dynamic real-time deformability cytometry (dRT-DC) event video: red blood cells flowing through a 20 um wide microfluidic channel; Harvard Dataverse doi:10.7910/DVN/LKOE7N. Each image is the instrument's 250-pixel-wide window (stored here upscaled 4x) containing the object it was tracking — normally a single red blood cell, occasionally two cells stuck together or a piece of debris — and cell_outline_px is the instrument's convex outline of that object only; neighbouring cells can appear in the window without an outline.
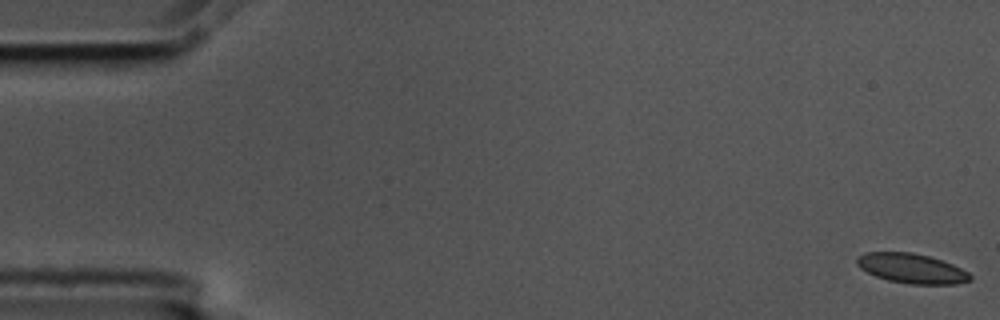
{"species": "common noctule bat (a hibernating species)", "species_latin": "Nyctalus noctula", "temperature_condition": "cold", "stored_images_in_passage": 5, "camera_frame_rate_fps": 3000, "um_per_image_px": 0.085, "animal": {"sex": "male", "body_mass_g": 17.5, "forearm_length_mm": 52.3}, "frame": {"image": 1, "passage_image": 1, "time_ms": 0.0, "image_size_px": [1000, 320], "cell_outline_px": [[972, 280], [956, 284], [908, 284], [888, 280], [876, 276], [860, 268], [856, 264], [856, 256], [864, 252], [912, 252], [928, 256], [952, 264], [968, 272], [972, 276]], "centroid_in_image_um": [77.47, 22.81], "position_along_channel_um": 7.5, "area_um2": 19.65}}